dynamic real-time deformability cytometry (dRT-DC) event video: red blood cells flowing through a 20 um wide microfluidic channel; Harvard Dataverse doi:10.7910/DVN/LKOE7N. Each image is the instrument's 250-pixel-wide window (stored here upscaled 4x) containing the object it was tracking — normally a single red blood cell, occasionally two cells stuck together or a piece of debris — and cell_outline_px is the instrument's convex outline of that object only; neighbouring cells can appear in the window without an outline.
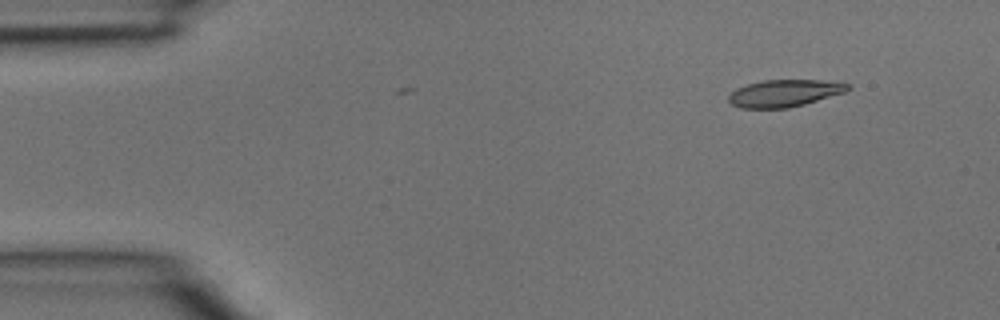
{"species": "common noctule bat (a hibernating species)", "species_latin": "Nyctalus noctula", "temperature_condition": "room temperature", "stored_images_in_passage": 3, "camera_frame_rate_fps": 3000, "um_per_image_px": 0.085, "animal": {"sex": "male", "body_mass_g": 15.6}, "frame": {"image": 1, "passage_image": 1, "time_ms": 0.0, "image_size_px": [1000, 320], "cell_outline_px": [[852, 88], [844, 92], [804, 104], [788, 108], [740, 108], [732, 104], [728, 100], [728, 96], [736, 88], [748, 84], [764, 80], [840, 80], [852, 84]], "centroid_in_image_um": [66.74, 7.9], "position_along_channel_um": 18.3, "area_um2": 19.02}}
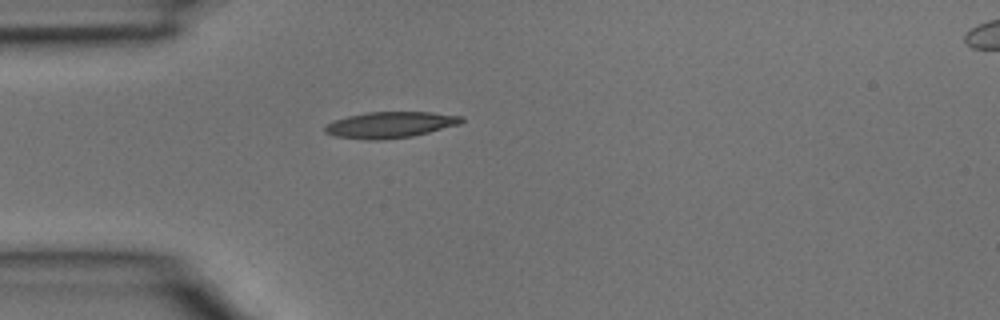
{"frame": {"image": 2, "passage_image": 3, "time_ms": 0.667, "image_size_px": [1000, 320], "cell_outline_px": [[464, 120], [460, 124], [412, 136], [380, 140], [364, 140], [336, 136], [324, 132], [324, 124], [332, 120], [348, 116], [368, 112], [432, 112], [464, 116]], "centroid_in_image_um": [33.13, 10.6], "position_along_channel_um": 51.9, "area_um2": 20.92}}